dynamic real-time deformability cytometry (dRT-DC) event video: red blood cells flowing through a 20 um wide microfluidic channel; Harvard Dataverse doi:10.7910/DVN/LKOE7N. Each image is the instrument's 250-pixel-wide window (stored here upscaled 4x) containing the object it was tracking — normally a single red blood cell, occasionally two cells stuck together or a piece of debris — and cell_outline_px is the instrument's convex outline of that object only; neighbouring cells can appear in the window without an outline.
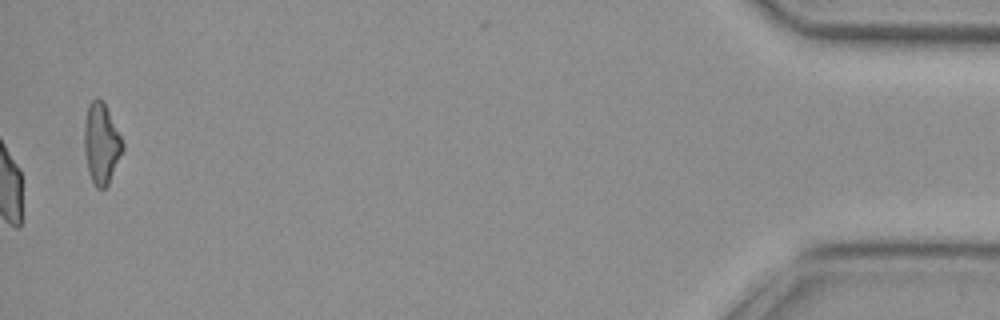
{"species": "common noctule bat (a hibernating species)", "species_latin": "Nyctalus noctula", "temperature_condition": "cold", "stored_images_in_passage": 51, "camera_frame_rate_fps": 3000, "um_per_image_px": 0.085, "animal": {"sex": "female", "body_mass_g": 29.2, "forearm_length_mm": 56.3}, "frame": {"image": 1, "passage_image": 51, "time_ms": 16.667, "image_size_px": [1000, 320], "cell_outline_px": [[124, 148], [108, 184], [104, 188], [96, 188], [92, 180], [88, 168], [84, 152], [84, 124], [88, 104], [96, 96], [104, 100], [124, 144]], "centroid_in_image_um": [8.61, 12.14], "position_along_channel_um": 426.6, "area_um2": 18.03}, "authors_computed_cell_mechanics": {"area_um2": 22.9466, "velocity_mm_per_s": 3.7876, "shape_relaxation_time_tau1_ms": 10.7062, "shape_relaxation_time_tau2_ms": 2.0576, "deformation_change_tau1": 0.1965, "deformation_change_tau2": 0.0718}}